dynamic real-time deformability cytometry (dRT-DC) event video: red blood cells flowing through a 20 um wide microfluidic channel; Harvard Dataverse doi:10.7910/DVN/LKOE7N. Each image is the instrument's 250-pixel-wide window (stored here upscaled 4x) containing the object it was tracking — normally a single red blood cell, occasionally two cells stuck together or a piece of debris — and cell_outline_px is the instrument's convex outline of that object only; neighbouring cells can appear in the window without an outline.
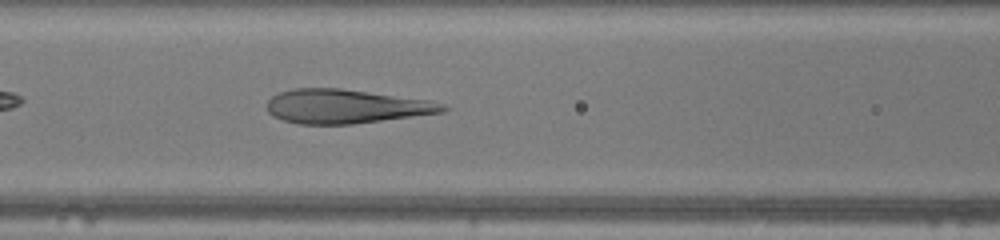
{"species": "human", "species_latin": "Homo sapiens", "temperature_condition": "warm", "stored_images_in_passage": 34, "camera_frame_rate_fps": 3000, "um_per_image_px": 0.085, "donor": {"sex": "female"}, "frame": {"image": 1, "passage_image": 7, "time_ms": 2.0, "image_size_px": [1000, 240], "cell_outline_px": [[452, 108], [444, 112], [352, 124], [296, 124], [272, 116], [268, 112], [268, 100], [272, 96], [280, 92], [292, 88], [340, 88], [428, 100], [444, 104]], "centroid_in_image_um": [29.39, 9.04], "position_along_channel_um": 137.2, "area_um2": 34.8}}
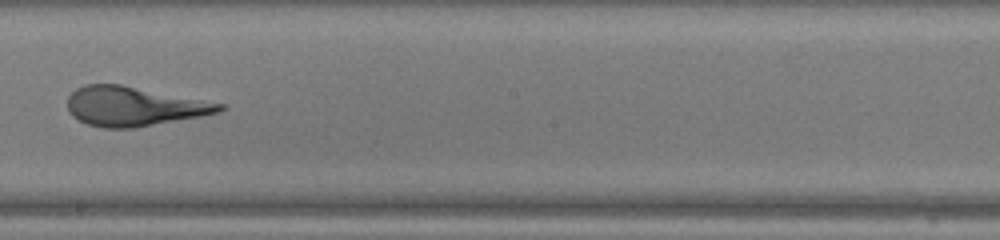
{"frame": {"image": 2, "passage_image": 14, "time_ms": 4.333, "image_size_px": [1000, 240], "cell_outline_px": [[228, 108], [220, 112], [200, 116], [136, 128], [104, 128], [88, 124], [72, 116], [68, 112], [68, 96], [76, 88], [84, 84], [120, 84], [228, 104]], "centroid_in_image_um": [11.41, 9.03], "position_along_channel_um": 236.8, "area_um2": 35.08}}
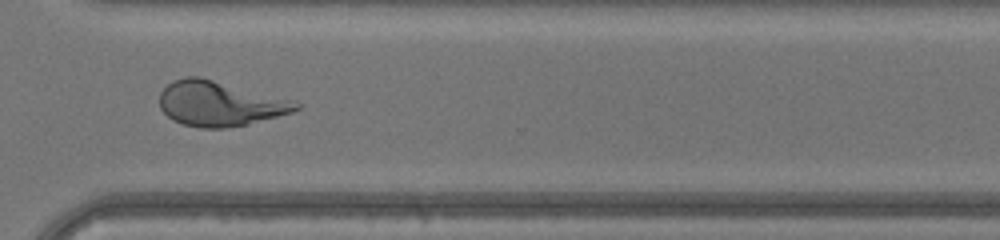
{"frame": {"image": 3, "passage_image": 22, "time_ms": 7.0, "image_size_px": [1000, 240], "cell_outline_px": [[300, 108], [292, 112], [248, 124], [224, 128], [200, 128], [184, 124], [172, 120], [160, 108], [160, 92], [172, 80], [184, 76], [200, 76], [292, 100], [300, 104]], "centroid_in_image_um": [18.64, 8.8], "position_along_channel_um": 352.0, "area_um2": 35.55}, "authors_computed_cell_mechanics": {"area_um2": 35.6048, "velocity_mm_per_s": 4.2968, "shape_relaxation_time_tau1_ms": null, "shape_relaxation_time_tau2_ms": 0.7139, "deformation_change_tau1": null, "deformation_change_tau2": 0.0638}}